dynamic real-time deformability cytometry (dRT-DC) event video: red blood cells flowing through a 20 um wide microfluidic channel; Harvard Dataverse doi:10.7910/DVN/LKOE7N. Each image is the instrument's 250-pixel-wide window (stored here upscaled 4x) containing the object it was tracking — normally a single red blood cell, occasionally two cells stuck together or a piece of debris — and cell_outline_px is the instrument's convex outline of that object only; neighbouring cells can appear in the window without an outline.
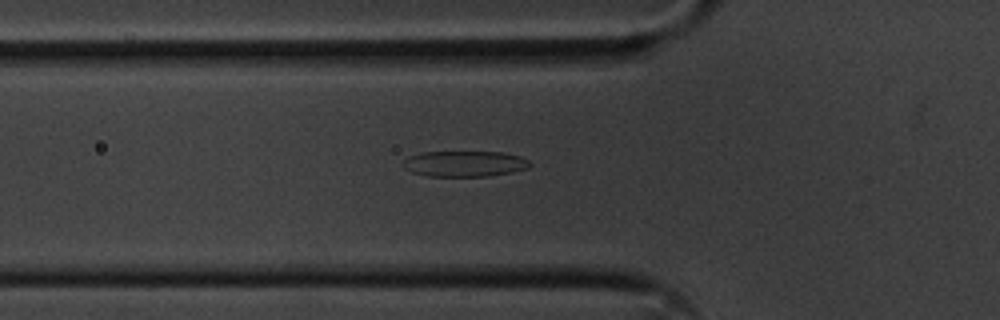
{"species": "common noctule bat (a hibernating species)", "species_latin": "Nyctalus noctula", "temperature_condition": "cold", "stored_images_in_passage": 54, "camera_frame_rate_fps": 3000, "um_per_image_px": 0.085, "animal": {"sex": "male", "body_mass_g": 20.1, "forearm_length_mm": 53.5}, "frame": {"image": 1, "passage_image": 19, "time_ms": 6.0, "image_size_px": [1000, 320], "cell_outline_px": [[532, 164], [528, 168], [512, 172], [488, 176], [428, 176], [412, 172], [404, 168], [404, 160], [408, 156], [420, 152], [504, 152], [520, 156], [528, 160]], "centroid_in_image_um": [39.5, 13.91], "position_along_channel_um": 86.3, "area_um2": 19.07}}
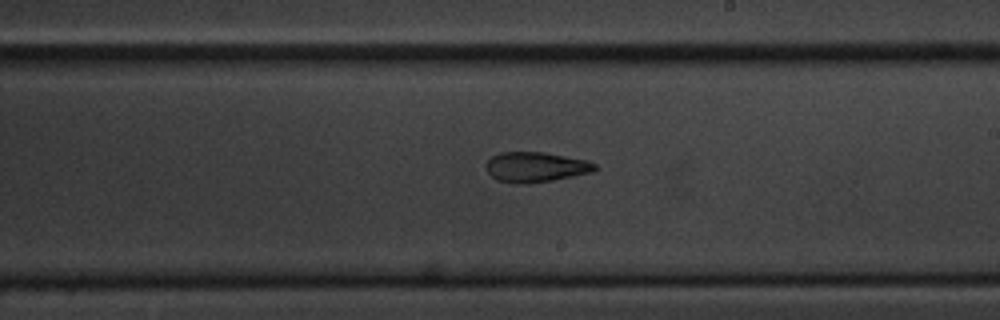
{"frame": {"image": 2, "passage_image": 32, "time_ms": 10.333, "image_size_px": [1000, 320], "cell_outline_px": [[600, 168], [592, 172], [552, 180], [528, 184], [520, 184], [496, 180], [488, 172], [488, 160], [492, 156], [500, 152], [544, 152], [588, 160], [596, 164]], "centroid_in_image_um": [45.58, 14.2], "position_along_channel_um": 243.4, "area_um2": 19.07}}
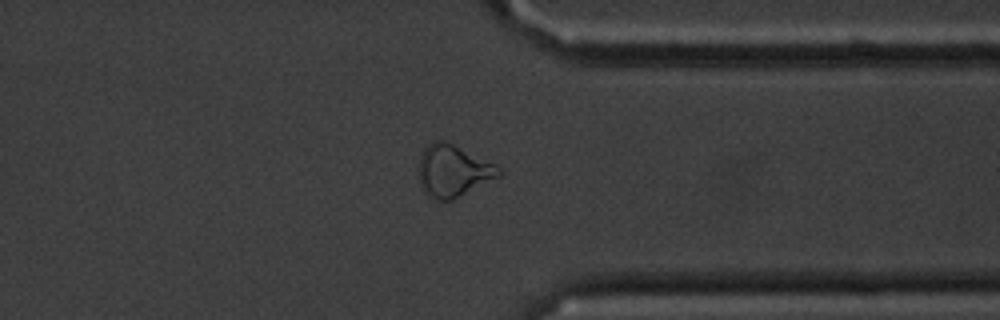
{"frame": {"image": 3, "passage_image": 43, "time_ms": 14.0, "image_size_px": [1000, 320], "cell_outline_px": [[504, 172], [500, 176], [452, 200], [440, 200], [424, 192], [420, 184], [420, 156], [424, 148], [432, 140], [444, 140], [496, 164]], "centroid_in_image_um": [38.53, 14.5], "position_along_channel_um": 372.9, "area_um2": 23.99}}